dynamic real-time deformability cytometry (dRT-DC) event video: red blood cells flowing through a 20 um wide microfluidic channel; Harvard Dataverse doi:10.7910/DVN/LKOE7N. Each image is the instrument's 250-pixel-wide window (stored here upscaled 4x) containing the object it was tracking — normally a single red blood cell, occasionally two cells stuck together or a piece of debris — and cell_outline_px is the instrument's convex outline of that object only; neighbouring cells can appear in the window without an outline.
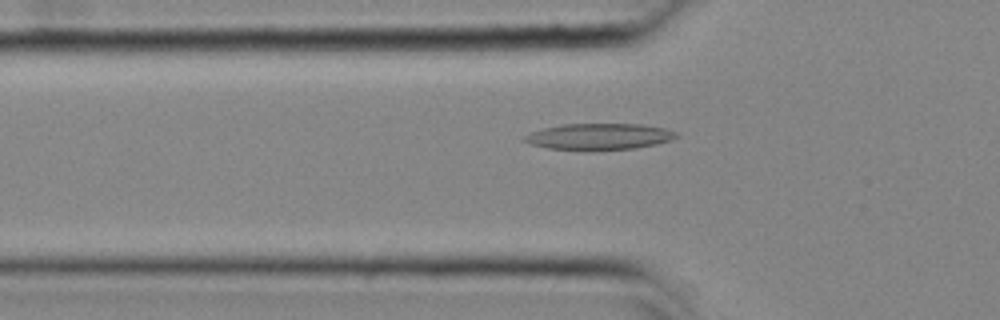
{"species": "common noctule bat (a hibernating species)", "species_latin": "Nyctalus noctula", "temperature_condition": "cold", "stored_images_in_passage": 46, "camera_frame_rate_fps": 3000, "um_per_image_px": 0.085, "animal": {"sex": "female", "body_mass_g": 25.1}, "frame": {"image": 1, "passage_image": 9, "time_ms": 2.667, "image_size_px": [1000, 320], "cell_outline_px": [[680, 136], [672, 140], [656, 144], [636, 148], [592, 152], [548, 148], [532, 144], [520, 140], [524, 136], [532, 132], [544, 128], [560, 124], [644, 124], [664, 128], [676, 132]], "centroid_in_image_um": [50.93, 11.63], "position_along_channel_um": 74.9, "area_um2": 23.87}}
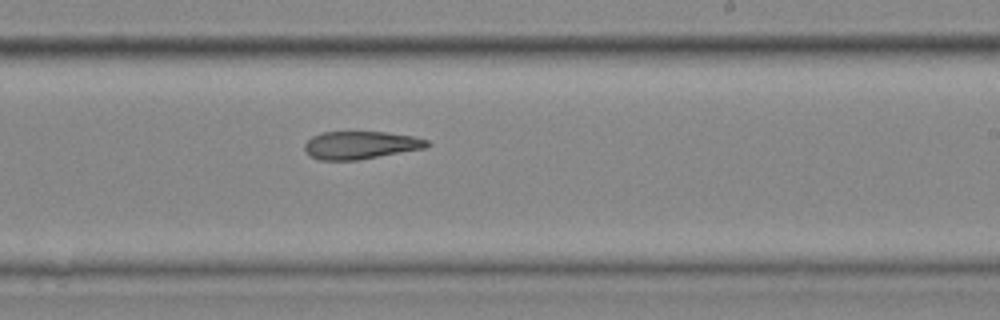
{"frame": {"image": 2, "passage_image": 24, "time_ms": 7.667, "image_size_px": [1000, 320], "cell_outline_px": [[432, 144], [424, 148], [356, 160], [320, 160], [304, 152], [304, 144], [312, 136], [320, 132], [384, 132], [416, 136], [428, 140]], "centroid_in_image_um": [30.64, 12.32], "position_along_channel_um": 258.4, "area_um2": 19.83}}
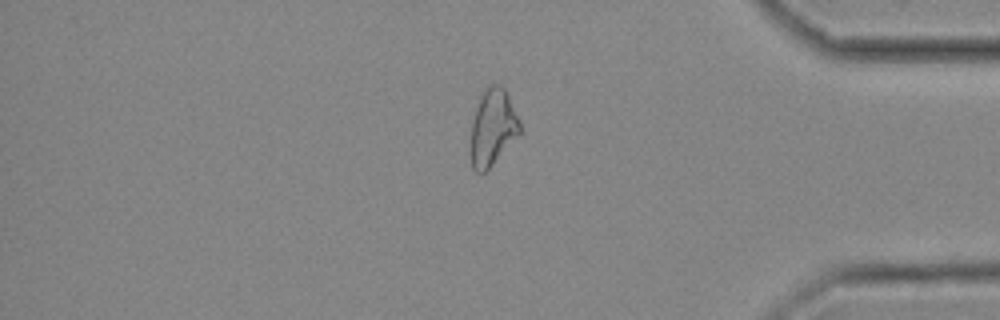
{"frame": {"image": 3, "passage_image": 37, "time_ms": 12.0, "image_size_px": [1000, 320], "cell_outline_px": [[520, 132], [492, 164], [484, 172], [476, 172], [472, 168], [472, 120], [480, 96], [492, 84], [500, 84], [508, 92], [520, 124]], "centroid_in_image_um": [41.89, 10.79], "position_along_channel_um": 393.3, "area_um2": 21.15}, "authors_computed_cell_mechanics": {"area_um2": 21.7906, "velocity_mm_per_s": 3.667, "shape_relaxation_time_tau1_ms": null, "shape_relaxation_time_tau2_ms": 7.9417, "deformation_change_tau1": null, "deformation_change_tau2": 0.2122}}